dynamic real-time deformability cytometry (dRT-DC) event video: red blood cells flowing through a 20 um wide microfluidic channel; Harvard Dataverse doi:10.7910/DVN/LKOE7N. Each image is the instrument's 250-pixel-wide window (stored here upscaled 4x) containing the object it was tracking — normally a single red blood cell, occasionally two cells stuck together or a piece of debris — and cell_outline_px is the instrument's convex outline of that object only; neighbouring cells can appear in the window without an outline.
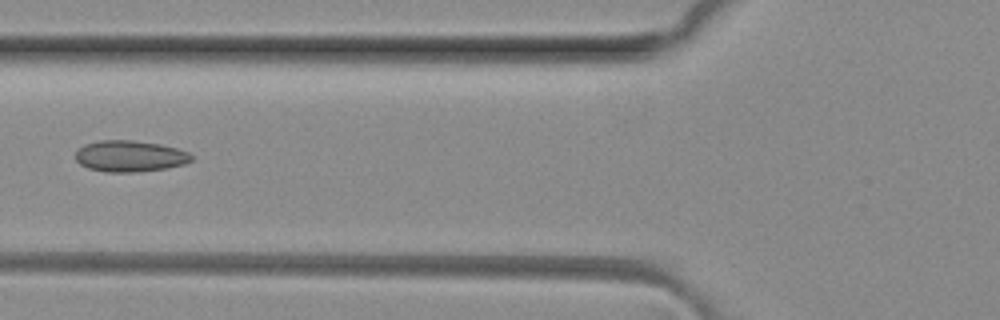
{"species": "common noctule bat (a hibernating species)", "species_latin": "Nyctalus noctula", "temperature_condition": "room temperature", "stored_images_in_passage": 5, "camera_frame_rate_fps": 3000, "um_per_image_px": 0.085, "animal": {"sex": "female", "body_mass_g": 29.2, "forearm_length_mm": 56.3}, "frame": {"image": 1, "passage_image": 4, "time_ms": 1.0, "image_size_px": [1000, 320], "cell_outline_px": [[192, 160], [184, 164], [164, 168], [132, 172], [108, 172], [88, 168], [80, 164], [76, 160], [76, 148], [84, 144], [100, 140], [132, 140], [160, 144], [176, 148], [188, 152], [192, 156]], "centroid_in_image_um": [11.0, 13.26], "position_along_channel_um": 114.8, "area_um2": 21.04}}
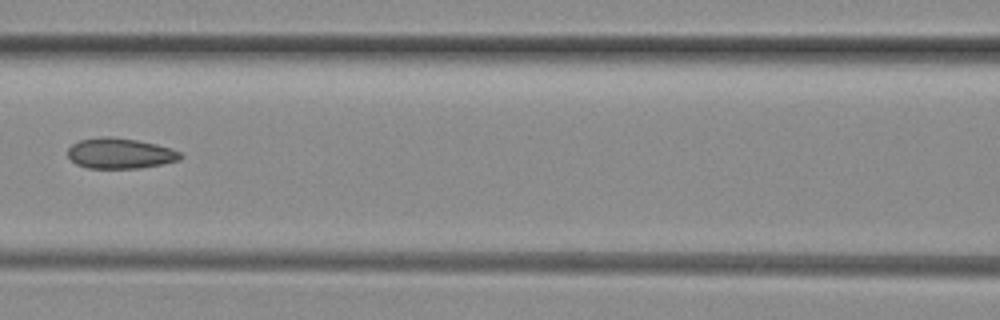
{"frame": {"image": 2, "passage_image": 5, "time_ms": 1.333, "image_size_px": [1000, 320], "cell_outline_px": [[184, 156], [180, 160], [140, 168], [88, 168], [76, 164], [68, 156], [68, 148], [72, 144], [80, 140], [100, 136], [108, 136], [136, 140], [156, 144], [180, 152]], "centroid_in_image_um": [10.19, 13.03], "position_along_channel_um": 156.4, "area_um2": 19.94}}